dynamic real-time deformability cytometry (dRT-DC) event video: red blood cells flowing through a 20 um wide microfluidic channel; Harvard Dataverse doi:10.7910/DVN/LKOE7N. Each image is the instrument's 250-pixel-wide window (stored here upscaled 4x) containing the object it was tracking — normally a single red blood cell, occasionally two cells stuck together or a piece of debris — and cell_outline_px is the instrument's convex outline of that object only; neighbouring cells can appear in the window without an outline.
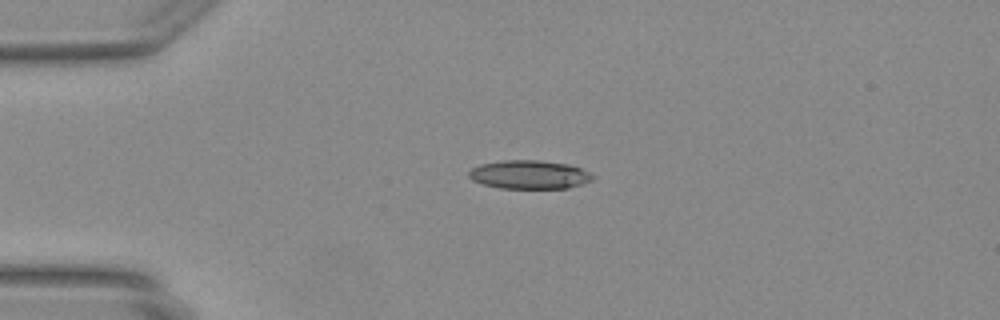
{"species": "Egyptian fruit bat (a non-hibernating species)", "species_latin": "Rousettus aegyptiacus", "temperature_condition": "warm", "stored_images_in_passage": 37, "camera_frame_rate_fps": 3000, "um_per_image_px": 0.085, "animal": {"sex": "female"}, "frame": {"image": 1, "passage_image": 1, "time_ms": 0.0, "image_size_px": [1000, 320], "cell_outline_px": [[596, 176], [592, 180], [568, 188], [500, 188], [484, 184], [472, 180], [468, 176], [468, 172], [472, 168], [480, 164], [504, 160], [540, 160], [568, 164], [580, 168]], "centroid_in_image_um": [44.99, 14.83], "position_along_channel_um": 40.0, "area_um2": 20.58}}
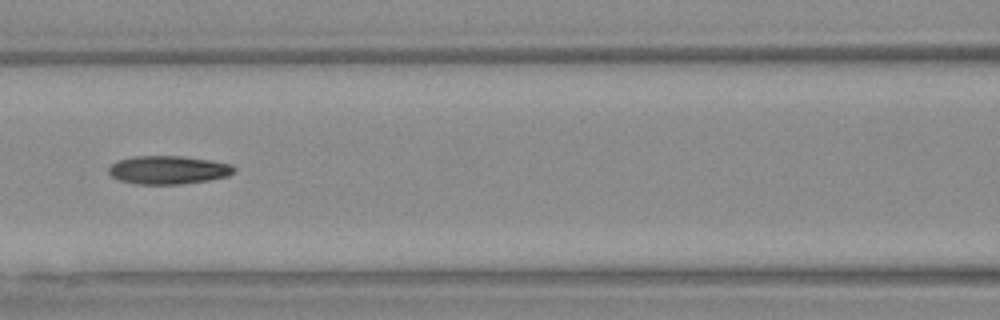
{"frame": {"image": 2, "passage_image": 11, "time_ms": 3.333, "image_size_px": [1000, 320], "cell_outline_px": [[236, 172], [228, 176], [208, 180], [180, 184], [136, 184], [116, 180], [108, 172], [108, 168], [112, 164], [120, 160], [132, 156], [180, 156], [208, 160], [232, 164], [236, 168]], "centroid_in_image_um": [14.3, 14.45], "position_along_channel_um": 152.3, "area_um2": 20.75}}
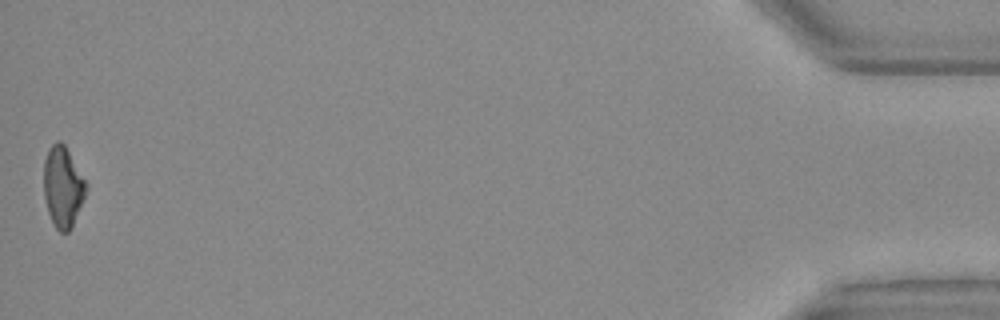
{"frame": {"image": 3, "passage_image": 37, "time_ms": 12.0, "image_size_px": [1000, 320], "cell_outline_px": [[88, 188], [72, 228], [68, 232], [60, 232], [56, 228], [48, 212], [44, 196], [44, 160], [52, 144], [56, 140], [60, 140], [64, 144], [88, 184]], "centroid_in_image_um": [5.36, 15.89], "position_along_channel_um": 429.8, "area_um2": 19.88}}